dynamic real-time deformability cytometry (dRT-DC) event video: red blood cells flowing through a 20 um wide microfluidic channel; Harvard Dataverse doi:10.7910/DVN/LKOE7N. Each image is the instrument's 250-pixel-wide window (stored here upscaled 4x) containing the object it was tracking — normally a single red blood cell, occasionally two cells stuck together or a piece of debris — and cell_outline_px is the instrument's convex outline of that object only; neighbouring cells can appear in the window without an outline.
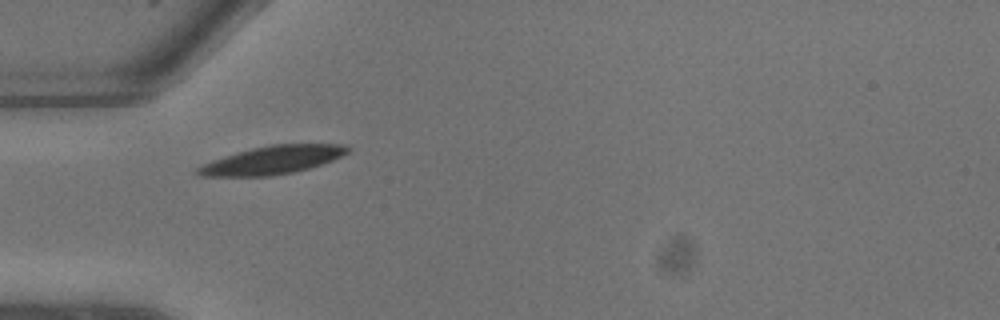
{"species": "common noctule bat (a hibernating species)", "species_latin": "Nyctalus noctula", "temperature_condition": "warm", "stored_images_in_passage": 5, "camera_frame_rate_fps": 3000, "um_per_image_px": 0.085, "animal": {"sex": "male", "body_mass_g": 13.3}, "frame": {"image": 1, "passage_image": 1, "time_ms": 0.0, "image_size_px": [1000, 320], "cell_outline_px": [[352, 148], [348, 152], [332, 160], [308, 168], [292, 172], [272, 176], [200, 176], [192, 172], [196, 168], [212, 160], [252, 148], [272, 144], [348, 144]], "centroid_in_image_um": [23.15, 13.6], "position_along_channel_um": 61.8, "area_um2": 24.45}}
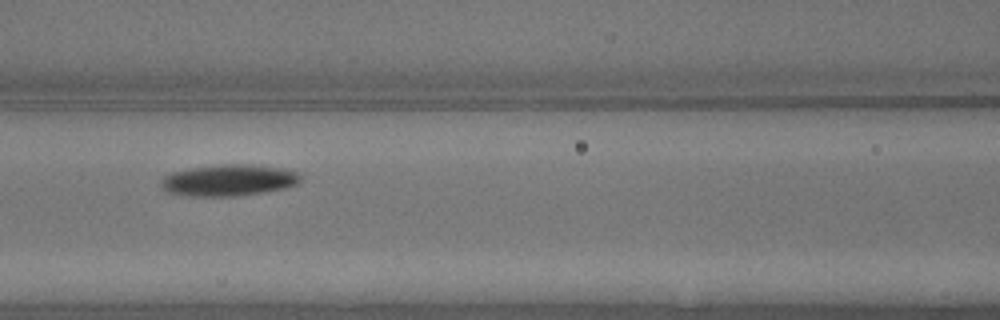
{"frame": {"image": 2, "passage_image": 4, "time_ms": 1.0, "image_size_px": [1000, 320], "cell_outline_px": [[300, 184], [284, 188], [264, 192], [240, 196], [188, 196], [168, 192], [160, 188], [160, 180], [164, 176], [172, 172], [192, 168], [216, 164], [260, 164], [300, 172]], "centroid_in_image_um": [19.45, 15.31], "position_along_channel_um": 147.1, "area_um2": 26.01}}